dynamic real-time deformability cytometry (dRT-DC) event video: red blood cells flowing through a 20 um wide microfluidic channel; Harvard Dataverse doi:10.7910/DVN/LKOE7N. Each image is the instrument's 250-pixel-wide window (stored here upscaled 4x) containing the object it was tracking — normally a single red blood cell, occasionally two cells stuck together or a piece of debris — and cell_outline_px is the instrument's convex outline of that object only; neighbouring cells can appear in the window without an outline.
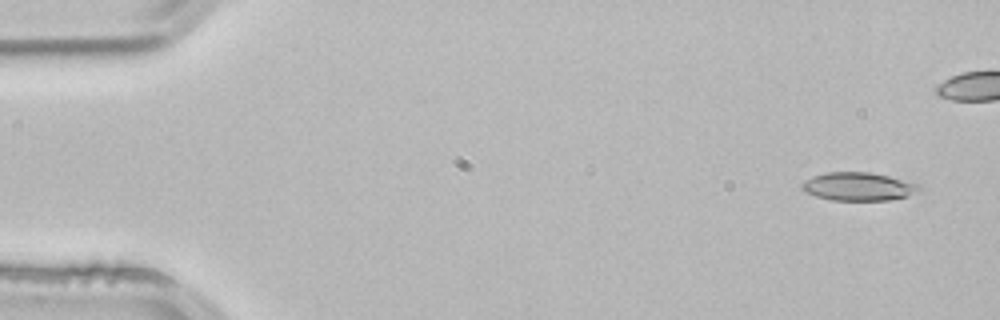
{"species": "common noctule bat (a hibernating species)", "species_latin": "Nyctalus noctula", "temperature_condition": "room temperature", "stored_images_in_passage": 4, "camera_frame_rate_fps": 3000, "um_per_image_px": 0.085, "animal": {"sex": "male", "body_mass_g": 21.5, "forearm_length_mm": 52.0}, "frame": {"image": 1, "passage_image": 1, "time_ms": 0.0, "image_size_px": [1000, 320], "cell_outline_px": [[920, 188], [908, 196], [888, 200], [832, 200], [816, 196], [804, 192], [800, 188], [800, 184], [804, 180], [812, 176], [828, 172], [868, 172], [912, 180], [920, 184]], "centroid_in_image_um": [72.96, 15.84], "position_along_channel_um": 12.0, "area_um2": 19.54}}